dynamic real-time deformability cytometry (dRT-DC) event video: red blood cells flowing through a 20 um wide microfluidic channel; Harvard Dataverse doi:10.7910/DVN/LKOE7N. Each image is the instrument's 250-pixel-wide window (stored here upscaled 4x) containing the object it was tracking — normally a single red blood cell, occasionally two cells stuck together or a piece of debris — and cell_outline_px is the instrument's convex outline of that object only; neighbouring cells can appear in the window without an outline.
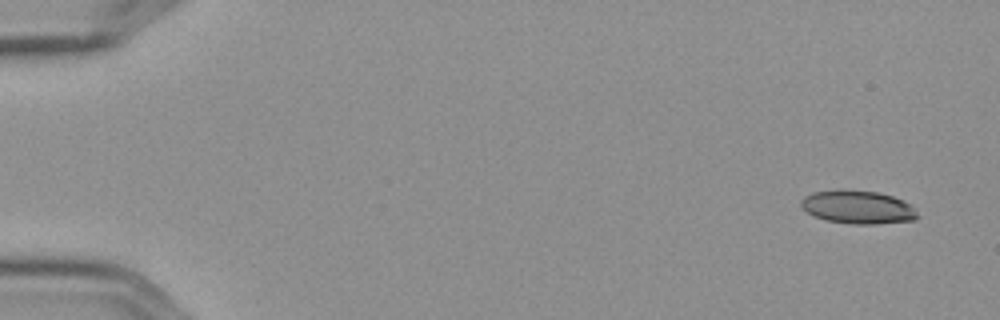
{"species": "Egyptian fruit bat (a non-hibernating species)", "species_latin": "Rousettus aegyptiacus", "temperature_condition": "cold", "stored_images_in_passage": 5, "camera_frame_rate_fps": 3000, "um_per_image_px": 0.085, "frame": {"image": 1, "passage_image": 1, "time_ms": 0.0, "image_size_px": [1000, 320], "cell_outline_px": [[920, 216], [916, 220], [876, 224], [852, 224], [824, 220], [808, 212], [800, 204], [800, 200], [804, 196], [812, 192], [836, 188], [840, 188], [880, 192], [904, 200], [912, 204]], "centroid_in_image_um": [72.94, 17.58], "position_along_channel_um": 12.1, "area_um2": 23.18}}
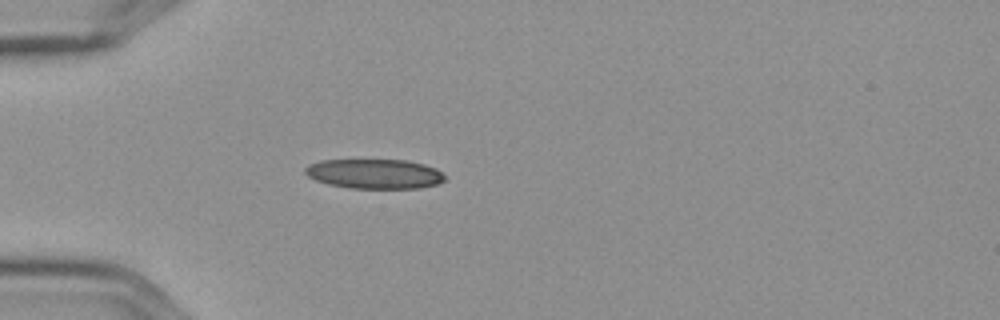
{"frame": {"image": 2, "passage_image": 5, "time_ms": 1.333, "image_size_px": [1000, 320], "cell_outline_px": [[444, 180], [436, 184], [420, 188], [348, 188], [328, 184], [316, 180], [308, 176], [304, 172], [304, 168], [308, 164], [320, 160], [404, 160], [424, 164], [436, 168], [444, 176]], "centroid_in_image_um": [31.79, 14.77], "position_along_channel_um": 53.2, "area_um2": 24.1}}